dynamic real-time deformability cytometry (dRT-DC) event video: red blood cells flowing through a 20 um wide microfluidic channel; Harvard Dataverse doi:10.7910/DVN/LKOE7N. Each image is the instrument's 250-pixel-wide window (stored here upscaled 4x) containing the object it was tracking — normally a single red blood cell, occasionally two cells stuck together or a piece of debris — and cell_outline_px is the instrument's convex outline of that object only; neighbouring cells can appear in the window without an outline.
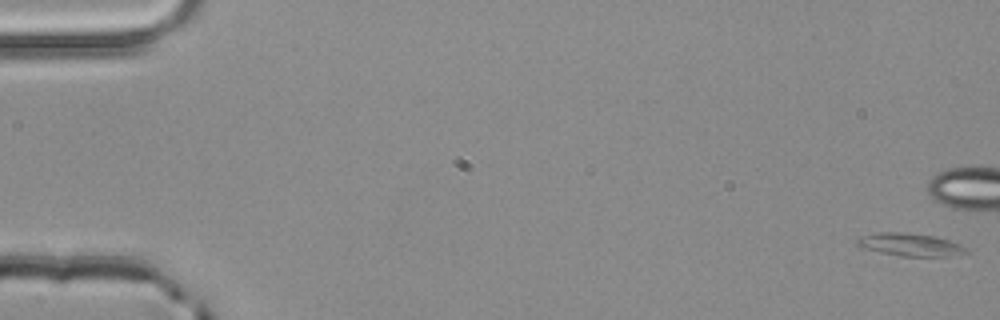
{"species": "common noctule bat (a hibernating species)", "species_latin": "Nyctalus noctula", "temperature_condition": "room temperature", "stored_images_in_passage": 5, "camera_frame_rate_fps": 3000, "um_per_image_px": 0.085, "animal": {"sex": "male", "body_mass_g": 20.4}, "frame": {"image": 1, "passage_image": 1, "time_ms": 0.0, "image_size_px": [1000, 320], "cell_outline_px": [[968, 252], [948, 256], [900, 256], [860, 248], [856, 244], [856, 240], [860, 236], [876, 232], [904, 232], [936, 236], [948, 240], [964, 248]], "centroid_in_image_um": [77.25, 20.78], "position_along_channel_um": 7.8, "area_um2": 14.39}}